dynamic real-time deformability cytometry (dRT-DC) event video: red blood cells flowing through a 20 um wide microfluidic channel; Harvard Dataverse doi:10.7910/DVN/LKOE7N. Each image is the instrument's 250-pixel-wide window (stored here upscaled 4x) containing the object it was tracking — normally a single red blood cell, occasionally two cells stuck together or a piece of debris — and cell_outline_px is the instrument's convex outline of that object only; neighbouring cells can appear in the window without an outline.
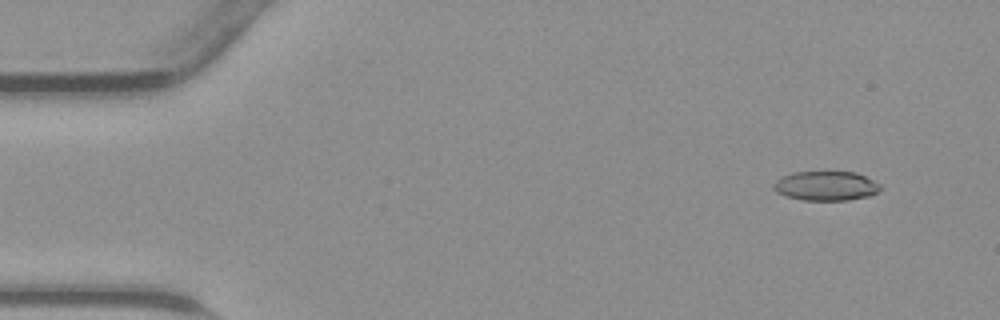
{"species": "common noctule bat (a hibernating species)", "species_latin": "Nyctalus noctula", "temperature_condition": "warm", "stored_images_in_passage": 45, "camera_frame_rate_fps": 3000, "um_per_image_px": 0.085, "animal": {"sex": "male", "body_mass_g": 23.1, "forearm_length_mm": 52.7}, "frame": {"image": 1, "passage_image": 4, "time_ms": 1.0, "image_size_px": [1000, 320], "cell_outline_px": [[880, 188], [876, 192], [868, 196], [848, 200], [804, 200], [784, 196], [776, 192], [772, 188], [772, 184], [776, 180], [792, 172], [856, 172], [880, 184]], "centroid_in_image_um": [70.15, 15.8], "position_along_channel_um": 14.8, "area_um2": 18.21}}
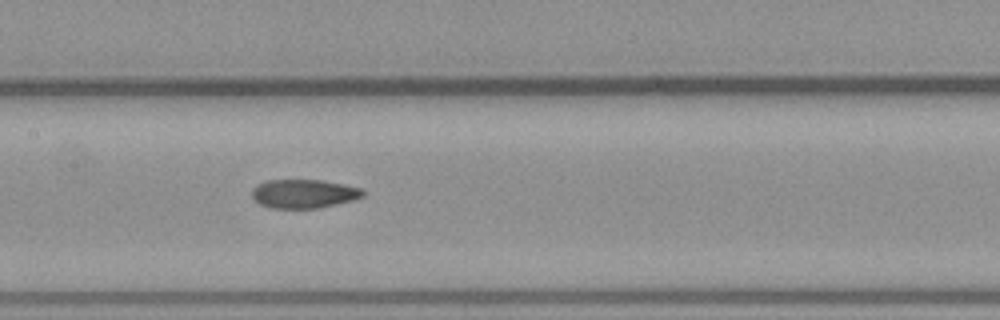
{"frame": {"image": 2, "passage_image": 22, "time_ms": 7.0, "image_size_px": [1000, 320], "cell_outline_px": [[364, 196], [356, 200], [320, 208], [268, 208], [260, 204], [252, 196], [252, 188], [256, 184], [268, 180], [320, 180], [344, 184], [364, 188]], "centroid_in_image_um": [25.86, 16.47], "position_along_channel_um": 181.5, "area_um2": 18.9}}
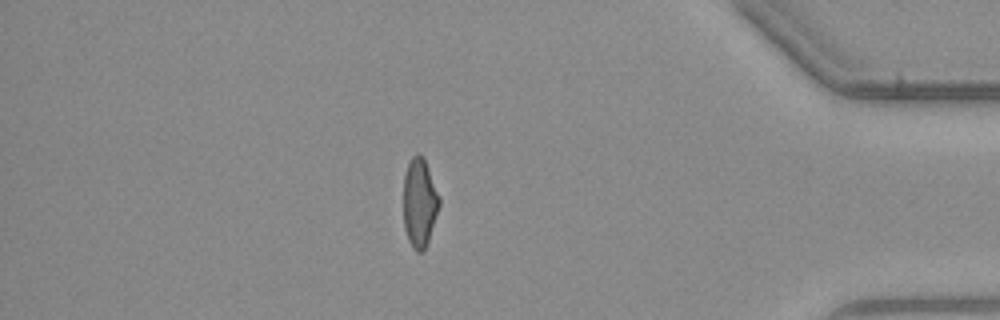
{"frame": {"image": 3, "passage_image": 39, "time_ms": 12.667, "image_size_px": [1000, 320], "cell_outline_px": [[440, 204], [428, 240], [424, 248], [420, 252], [416, 252], [412, 248], [408, 240], [404, 228], [404, 176], [408, 164], [412, 156], [416, 152], [420, 152], [424, 156], [440, 196]], "centroid_in_image_um": [35.66, 17.17], "position_along_channel_um": 399.5, "area_um2": 18.67}}